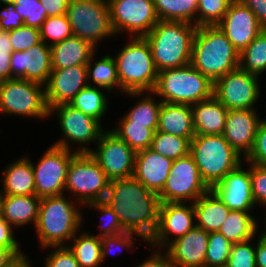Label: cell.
<instances>
[{"label": "cell", "mask_w": 266, "mask_h": 267, "mask_svg": "<svg viewBox=\"0 0 266 267\" xmlns=\"http://www.w3.org/2000/svg\"><path fill=\"white\" fill-rule=\"evenodd\" d=\"M116 213L126 232L149 242L159 222L160 199L134 176L110 181L104 200Z\"/></svg>", "instance_id": "6da1fadb"}, {"label": "cell", "mask_w": 266, "mask_h": 267, "mask_svg": "<svg viewBox=\"0 0 266 267\" xmlns=\"http://www.w3.org/2000/svg\"><path fill=\"white\" fill-rule=\"evenodd\" d=\"M239 54L218 25H203L194 34L190 64L215 83L239 68Z\"/></svg>", "instance_id": "7a4b0ae2"}, {"label": "cell", "mask_w": 266, "mask_h": 267, "mask_svg": "<svg viewBox=\"0 0 266 267\" xmlns=\"http://www.w3.org/2000/svg\"><path fill=\"white\" fill-rule=\"evenodd\" d=\"M195 24L161 21L145 36L157 71L191 63Z\"/></svg>", "instance_id": "3957f363"}, {"label": "cell", "mask_w": 266, "mask_h": 267, "mask_svg": "<svg viewBox=\"0 0 266 267\" xmlns=\"http://www.w3.org/2000/svg\"><path fill=\"white\" fill-rule=\"evenodd\" d=\"M78 205L65 194L41 198L35 229L43 249L65 246L68 244L65 241L71 240L80 230L84 216Z\"/></svg>", "instance_id": "277c9868"}, {"label": "cell", "mask_w": 266, "mask_h": 267, "mask_svg": "<svg viewBox=\"0 0 266 267\" xmlns=\"http://www.w3.org/2000/svg\"><path fill=\"white\" fill-rule=\"evenodd\" d=\"M129 42L113 56L116 62L120 91L153 92L158 71L145 37H129Z\"/></svg>", "instance_id": "5b68a950"}, {"label": "cell", "mask_w": 266, "mask_h": 267, "mask_svg": "<svg viewBox=\"0 0 266 267\" xmlns=\"http://www.w3.org/2000/svg\"><path fill=\"white\" fill-rule=\"evenodd\" d=\"M155 96L162 102L196 104L214 96V83L191 64L158 72Z\"/></svg>", "instance_id": "8992f818"}, {"label": "cell", "mask_w": 266, "mask_h": 267, "mask_svg": "<svg viewBox=\"0 0 266 267\" xmlns=\"http://www.w3.org/2000/svg\"><path fill=\"white\" fill-rule=\"evenodd\" d=\"M193 157L202 180L211 188L243 161L239 154L223 137L217 135H195L190 144Z\"/></svg>", "instance_id": "52a82bcc"}, {"label": "cell", "mask_w": 266, "mask_h": 267, "mask_svg": "<svg viewBox=\"0 0 266 267\" xmlns=\"http://www.w3.org/2000/svg\"><path fill=\"white\" fill-rule=\"evenodd\" d=\"M110 180L90 153H77L69 164L65 192L80 205L104 201Z\"/></svg>", "instance_id": "ba28073f"}, {"label": "cell", "mask_w": 266, "mask_h": 267, "mask_svg": "<svg viewBox=\"0 0 266 267\" xmlns=\"http://www.w3.org/2000/svg\"><path fill=\"white\" fill-rule=\"evenodd\" d=\"M66 16L73 36L89 41L96 48L102 39L116 36L107 0H70Z\"/></svg>", "instance_id": "9c48e42d"}, {"label": "cell", "mask_w": 266, "mask_h": 267, "mask_svg": "<svg viewBox=\"0 0 266 267\" xmlns=\"http://www.w3.org/2000/svg\"><path fill=\"white\" fill-rule=\"evenodd\" d=\"M49 111L42 84L18 78L0 82V114L47 119Z\"/></svg>", "instance_id": "30bf717a"}, {"label": "cell", "mask_w": 266, "mask_h": 267, "mask_svg": "<svg viewBox=\"0 0 266 267\" xmlns=\"http://www.w3.org/2000/svg\"><path fill=\"white\" fill-rule=\"evenodd\" d=\"M50 116L56 113L61 129V139L54 142V146L71 150V144H78L77 153H89L91 148L87 144L96 143L105 131L102 123L92 116L84 114L70 104H60L50 108ZM71 143V144H70ZM86 145V146H85Z\"/></svg>", "instance_id": "8fae6325"}, {"label": "cell", "mask_w": 266, "mask_h": 267, "mask_svg": "<svg viewBox=\"0 0 266 267\" xmlns=\"http://www.w3.org/2000/svg\"><path fill=\"white\" fill-rule=\"evenodd\" d=\"M209 190L193 157L189 154L174 160L166 183L158 196L161 203H194Z\"/></svg>", "instance_id": "7c38bea8"}, {"label": "cell", "mask_w": 266, "mask_h": 267, "mask_svg": "<svg viewBox=\"0 0 266 267\" xmlns=\"http://www.w3.org/2000/svg\"><path fill=\"white\" fill-rule=\"evenodd\" d=\"M37 164L32 162L36 196L39 198L65 194V181L71 159L77 154L57 146H50Z\"/></svg>", "instance_id": "4fadbf2b"}, {"label": "cell", "mask_w": 266, "mask_h": 267, "mask_svg": "<svg viewBox=\"0 0 266 267\" xmlns=\"http://www.w3.org/2000/svg\"><path fill=\"white\" fill-rule=\"evenodd\" d=\"M115 34L145 37L158 23L153 0H107Z\"/></svg>", "instance_id": "5bb4252c"}, {"label": "cell", "mask_w": 266, "mask_h": 267, "mask_svg": "<svg viewBox=\"0 0 266 267\" xmlns=\"http://www.w3.org/2000/svg\"><path fill=\"white\" fill-rule=\"evenodd\" d=\"M90 155L112 181L132 177L136 152L110 129L104 131Z\"/></svg>", "instance_id": "9a60e30c"}, {"label": "cell", "mask_w": 266, "mask_h": 267, "mask_svg": "<svg viewBox=\"0 0 266 267\" xmlns=\"http://www.w3.org/2000/svg\"><path fill=\"white\" fill-rule=\"evenodd\" d=\"M258 80V76L237 68L214 83V97L228 110L255 109L261 96Z\"/></svg>", "instance_id": "2e32d148"}, {"label": "cell", "mask_w": 266, "mask_h": 267, "mask_svg": "<svg viewBox=\"0 0 266 267\" xmlns=\"http://www.w3.org/2000/svg\"><path fill=\"white\" fill-rule=\"evenodd\" d=\"M194 221L193 203H161L158 227L148 243L158 249H166L173 241L192 230L196 226ZM173 234L174 237L171 236Z\"/></svg>", "instance_id": "e0dca14e"}, {"label": "cell", "mask_w": 266, "mask_h": 267, "mask_svg": "<svg viewBox=\"0 0 266 267\" xmlns=\"http://www.w3.org/2000/svg\"><path fill=\"white\" fill-rule=\"evenodd\" d=\"M52 69L51 46L42 40L31 49L11 54V79H26L45 86Z\"/></svg>", "instance_id": "ac0fdd59"}, {"label": "cell", "mask_w": 266, "mask_h": 267, "mask_svg": "<svg viewBox=\"0 0 266 267\" xmlns=\"http://www.w3.org/2000/svg\"><path fill=\"white\" fill-rule=\"evenodd\" d=\"M210 190L230 209L250 212L256 207L252 195L250 166L248 170L241 163L228 172L225 177Z\"/></svg>", "instance_id": "d6986e66"}, {"label": "cell", "mask_w": 266, "mask_h": 267, "mask_svg": "<svg viewBox=\"0 0 266 267\" xmlns=\"http://www.w3.org/2000/svg\"><path fill=\"white\" fill-rule=\"evenodd\" d=\"M232 45L240 53L263 30L253 11L237 0H233L217 24Z\"/></svg>", "instance_id": "ffe728a7"}, {"label": "cell", "mask_w": 266, "mask_h": 267, "mask_svg": "<svg viewBox=\"0 0 266 267\" xmlns=\"http://www.w3.org/2000/svg\"><path fill=\"white\" fill-rule=\"evenodd\" d=\"M88 83L87 65H76L64 69H52L45 85L49 109L60 104H70Z\"/></svg>", "instance_id": "44dd1931"}, {"label": "cell", "mask_w": 266, "mask_h": 267, "mask_svg": "<svg viewBox=\"0 0 266 267\" xmlns=\"http://www.w3.org/2000/svg\"><path fill=\"white\" fill-rule=\"evenodd\" d=\"M255 109L228 110L223 137L244 159L252 151L260 121Z\"/></svg>", "instance_id": "7402d4cb"}, {"label": "cell", "mask_w": 266, "mask_h": 267, "mask_svg": "<svg viewBox=\"0 0 266 267\" xmlns=\"http://www.w3.org/2000/svg\"><path fill=\"white\" fill-rule=\"evenodd\" d=\"M209 233L195 226L165 250L174 267H205Z\"/></svg>", "instance_id": "603a6c76"}, {"label": "cell", "mask_w": 266, "mask_h": 267, "mask_svg": "<svg viewBox=\"0 0 266 267\" xmlns=\"http://www.w3.org/2000/svg\"><path fill=\"white\" fill-rule=\"evenodd\" d=\"M174 160L151 148L136 152L133 176L146 188L159 194L169 176Z\"/></svg>", "instance_id": "cb8c5ba5"}, {"label": "cell", "mask_w": 266, "mask_h": 267, "mask_svg": "<svg viewBox=\"0 0 266 267\" xmlns=\"http://www.w3.org/2000/svg\"><path fill=\"white\" fill-rule=\"evenodd\" d=\"M40 201L36 195H0V214L12 227H35Z\"/></svg>", "instance_id": "d4e9b609"}, {"label": "cell", "mask_w": 266, "mask_h": 267, "mask_svg": "<svg viewBox=\"0 0 266 267\" xmlns=\"http://www.w3.org/2000/svg\"><path fill=\"white\" fill-rule=\"evenodd\" d=\"M195 135L223 134L228 109L214 96L191 105Z\"/></svg>", "instance_id": "484cf974"}, {"label": "cell", "mask_w": 266, "mask_h": 267, "mask_svg": "<svg viewBox=\"0 0 266 267\" xmlns=\"http://www.w3.org/2000/svg\"><path fill=\"white\" fill-rule=\"evenodd\" d=\"M157 131L191 141L195 136L191 105L162 102Z\"/></svg>", "instance_id": "4316f807"}, {"label": "cell", "mask_w": 266, "mask_h": 267, "mask_svg": "<svg viewBox=\"0 0 266 267\" xmlns=\"http://www.w3.org/2000/svg\"><path fill=\"white\" fill-rule=\"evenodd\" d=\"M89 41L72 36L51 46L53 69H64L76 65H87L91 56L96 53Z\"/></svg>", "instance_id": "83f0119b"}, {"label": "cell", "mask_w": 266, "mask_h": 267, "mask_svg": "<svg viewBox=\"0 0 266 267\" xmlns=\"http://www.w3.org/2000/svg\"><path fill=\"white\" fill-rule=\"evenodd\" d=\"M2 186L0 195H36L32 162L27 155L6 166Z\"/></svg>", "instance_id": "f1b7e54d"}, {"label": "cell", "mask_w": 266, "mask_h": 267, "mask_svg": "<svg viewBox=\"0 0 266 267\" xmlns=\"http://www.w3.org/2000/svg\"><path fill=\"white\" fill-rule=\"evenodd\" d=\"M196 226L206 232H217L222 226L230 209L209 190L194 203Z\"/></svg>", "instance_id": "f546056e"}, {"label": "cell", "mask_w": 266, "mask_h": 267, "mask_svg": "<svg viewBox=\"0 0 266 267\" xmlns=\"http://www.w3.org/2000/svg\"><path fill=\"white\" fill-rule=\"evenodd\" d=\"M125 94L132 98L140 97V101H137L135 106L126 112L125 116L118 121L119 124H147L148 128L156 132L162 101L154 99V92H127Z\"/></svg>", "instance_id": "4dcf8cb0"}, {"label": "cell", "mask_w": 266, "mask_h": 267, "mask_svg": "<svg viewBox=\"0 0 266 267\" xmlns=\"http://www.w3.org/2000/svg\"><path fill=\"white\" fill-rule=\"evenodd\" d=\"M258 224V219L249 212L230 210L218 232L231 243H240L255 238L260 228Z\"/></svg>", "instance_id": "1f68e13d"}, {"label": "cell", "mask_w": 266, "mask_h": 267, "mask_svg": "<svg viewBox=\"0 0 266 267\" xmlns=\"http://www.w3.org/2000/svg\"><path fill=\"white\" fill-rule=\"evenodd\" d=\"M198 2L199 0H153L159 20L195 25Z\"/></svg>", "instance_id": "d6a6232c"}, {"label": "cell", "mask_w": 266, "mask_h": 267, "mask_svg": "<svg viewBox=\"0 0 266 267\" xmlns=\"http://www.w3.org/2000/svg\"><path fill=\"white\" fill-rule=\"evenodd\" d=\"M87 71L89 85L92 81L93 86L105 88L110 92L115 90L114 88L120 89L116 62L112 56L106 55L97 61L94 53L87 64Z\"/></svg>", "instance_id": "836d02e7"}, {"label": "cell", "mask_w": 266, "mask_h": 267, "mask_svg": "<svg viewBox=\"0 0 266 267\" xmlns=\"http://www.w3.org/2000/svg\"><path fill=\"white\" fill-rule=\"evenodd\" d=\"M101 89L110 93L105 88L92 84L87 85L74 97L70 105L102 122L101 120L108 110V99Z\"/></svg>", "instance_id": "e575fe53"}, {"label": "cell", "mask_w": 266, "mask_h": 267, "mask_svg": "<svg viewBox=\"0 0 266 267\" xmlns=\"http://www.w3.org/2000/svg\"><path fill=\"white\" fill-rule=\"evenodd\" d=\"M71 239L73 244L69 248L75 254L80 267H99L102 265L101 238L84 231Z\"/></svg>", "instance_id": "d590c367"}, {"label": "cell", "mask_w": 266, "mask_h": 267, "mask_svg": "<svg viewBox=\"0 0 266 267\" xmlns=\"http://www.w3.org/2000/svg\"><path fill=\"white\" fill-rule=\"evenodd\" d=\"M239 68L258 77L266 71V29L240 52Z\"/></svg>", "instance_id": "8d00e7d4"}, {"label": "cell", "mask_w": 266, "mask_h": 267, "mask_svg": "<svg viewBox=\"0 0 266 267\" xmlns=\"http://www.w3.org/2000/svg\"><path fill=\"white\" fill-rule=\"evenodd\" d=\"M191 141L160 131L154 132L150 148L164 157L176 160L190 154Z\"/></svg>", "instance_id": "74e56055"}, {"label": "cell", "mask_w": 266, "mask_h": 267, "mask_svg": "<svg viewBox=\"0 0 266 267\" xmlns=\"http://www.w3.org/2000/svg\"><path fill=\"white\" fill-rule=\"evenodd\" d=\"M120 139L124 140L135 152L150 148L154 131L147 124H119L111 129Z\"/></svg>", "instance_id": "f35d334b"}, {"label": "cell", "mask_w": 266, "mask_h": 267, "mask_svg": "<svg viewBox=\"0 0 266 267\" xmlns=\"http://www.w3.org/2000/svg\"><path fill=\"white\" fill-rule=\"evenodd\" d=\"M232 244L220 232H210L205 256V267H226Z\"/></svg>", "instance_id": "ab89813d"}, {"label": "cell", "mask_w": 266, "mask_h": 267, "mask_svg": "<svg viewBox=\"0 0 266 267\" xmlns=\"http://www.w3.org/2000/svg\"><path fill=\"white\" fill-rule=\"evenodd\" d=\"M39 30L41 40L45 44L49 43L50 46L73 36L71 25L66 14L59 16H48L42 23ZM49 40L51 43H47Z\"/></svg>", "instance_id": "60d3db41"}, {"label": "cell", "mask_w": 266, "mask_h": 267, "mask_svg": "<svg viewBox=\"0 0 266 267\" xmlns=\"http://www.w3.org/2000/svg\"><path fill=\"white\" fill-rule=\"evenodd\" d=\"M233 0H199L196 26L217 25L226 14Z\"/></svg>", "instance_id": "b9f144b4"}, {"label": "cell", "mask_w": 266, "mask_h": 267, "mask_svg": "<svg viewBox=\"0 0 266 267\" xmlns=\"http://www.w3.org/2000/svg\"><path fill=\"white\" fill-rule=\"evenodd\" d=\"M14 3L24 25L40 28L47 18V11L39 0H15Z\"/></svg>", "instance_id": "7bdbcfd3"}, {"label": "cell", "mask_w": 266, "mask_h": 267, "mask_svg": "<svg viewBox=\"0 0 266 267\" xmlns=\"http://www.w3.org/2000/svg\"><path fill=\"white\" fill-rule=\"evenodd\" d=\"M87 207H90L92 209H96L101 213L102 220L106 221L104 223H100V233L96 236L99 238L105 237V236H112L119 233L126 232L121 225L118 216L116 213L111 209V207L104 201L94 202L86 204ZM102 222V221H101Z\"/></svg>", "instance_id": "ee69618b"}, {"label": "cell", "mask_w": 266, "mask_h": 267, "mask_svg": "<svg viewBox=\"0 0 266 267\" xmlns=\"http://www.w3.org/2000/svg\"><path fill=\"white\" fill-rule=\"evenodd\" d=\"M226 267H257L255 246L251 240L232 244Z\"/></svg>", "instance_id": "f6af8a7d"}, {"label": "cell", "mask_w": 266, "mask_h": 267, "mask_svg": "<svg viewBox=\"0 0 266 267\" xmlns=\"http://www.w3.org/2000/svg\"><path fill=\"white\" fill-rule=\"evenodd\" d=\"M10 39L14 51H25L31 49L41 41L40 30L36 27L22 25L10 31Z\"/></svg>", "instance_id": "bcb514c9"}, {"label": "cell", "mask_w": 266, "mask_h": 267, "mask_svg": "<svg viewBox=\"0 0 266 267\" xmlns=\"http://www.w3.org/2000/svg\"><path fill=\"white\" fill-rule=\"evenodd\" d=\"M250 164L252 195L256 205H266V166Z\"/></svg>", "instance_id": "7dc6e473"}, {"label": "cell", "mask_w": 266, "mask_h": 267, "mask_svg": "<svg viewBox=\"0 0 266 267\" xmlns=\"http://www.w3.org/2000/svg\"><path fill=\"white\" fill-rule=\"evenodd\" d=\"M52 252L47 254L45 260V267H80V264L76 260L75 254L69 248L65 246H52ZM56 248V249H55Z\"/></svg>", "instance_id": "c3c4849f"}, {"label": "cell", "mask_w": 266, "mask_h": 267, "mask_svg": "<svg viewBox=\"0 0 266 267\" xmlns=\"http://www.w3.org/2000/svg\"><path fill=\"white\" fill-rule=\"evenodd\" d=\"M244 162L266 166V119L264 118L258 126L254 147Z\"/></svg>", "instance_id": "681fc988"}, {"label": "cell", "mask_w": 266, "mask_h": 267, "mask_svg": "<svg viewBox=\"0 0 266 267\" xmlns=\"http://www.w3.org/2000/svg\"><path fill=\"white\" fill-rule=\"evenodd\" d=\"M135 235V237L133 236ZM139 236L137 233L124 232L112 236H105L101 238V254H102V263L104 259L109 255L110 252H113L112 249L117 247H122L129 249L135 246L136 243L133 242L134 239ZM113 254V253H112ZM118 255V254H117Z\"/></svg>", "instance_id": "f907efd6"}, {"label": "cell", "mask_w": 266, "mask_h": 267, "mask_svg": "<svg viewBox=\"0 0 266 267\" xmlns=\"http://www.w3.org/2000/svg\"><path fill=\"white\" fill-rule=\"evenodd\" d=\"M0 11V29L11 31L24 24L23 18L15 10V3L4 4Z\"/></svg>", "instance_id": "816d5d0a"}, {"label": "cell", "mask_w": 266, "mask_h": 267, "mask_svg": "<svg viewBox=\"0 0 266 267\" xmlns=\"http://www.w3.org/2000/svg\"><path fill=\"white\" fill-rule=\"evenodd\" d=\"M13 227L0 214V247L20 248Z\"/></svg>", "instance_id": "f5cc1de1"}, {"label": "cell", "mask_w": 266, "mask_h": 267, "mask_svg": "<svg viewBox=\"0 0 266 267\" xmlns=\"http://www.w3.org/2000/svg\"><path fill=\"white\" fill-rule=\"evenodd\" d=\"M163 251V252H162ZM136 267H174L166 250L158 249L153 254Z\"/></svg>", "instance_id": "db71d44e"}, {"label": "cell", "mask_w": 266, "mask_h": 267, "mask_svg": "<svg viewBox=\"0 0 266 267\" xmlns=\"http://www.w3.org/2000/svg\"><path fill=\"white\" fill-rule=\"evenodd\" d=\"M240 4L249 7L257 18L258 23L266 29V0H237Z\"/></svg>", "instance_id": "11a10c76"}, {"label": "cell", "mask_w": 266, "mask_h": 267, "mask_svg": "<svg viewBox=\"0 0 266 267\" xmlns=\"http://www.w3.org/2000/svg\"><path fill=\"white\" fill-rule=\"evenodd\" d=\"M47 11L48 16H59L66 14L70 0H39Z\"/></svg>", "instance_id": "9f6ffc18"}, {"label": "cell", "mask_w": 266, "mask_h": 267, "mask_svg": "<svg viewBox=\"0 0 266 267\" xmlns=\"http://www.w3.org/2000/svg\"><path fill=\"white\" fill-rule=\"evenodd\" d=\"M13 50H0V82L11 79V54Z\"/></svg>", "instance_id": "6f0895ef"}, {"label": "cell", "mask_w": 266, "mask_h": 267, "mask_svg": "<svg viewBox=\"0 0 266 267\" xmlns=\"http://www.w3.org/2000/svg\"><path fill=\"white\" fill-rule=\"evenodd\" d=\"M22 253L21 248L0 247V267L7 266Z\"/></svg>", "instance_id": "680465c9"}, {"label": "cell", "mask_w": 266, "mask_h": 267, "mask_svg": "<svg viewBox=\"0 0 266 267\" xmlns=\"http://www.w3.org/2000/svg\"><path fill=\"white\" fill-rule=\"evenodd\" d=\"M255 245V261L257 267H266V240L258 238Z\"/></svg>", "instance_id": "91938a15"}, {"label": "cell", "mask_w": 266, "mask_h": 267, "mask_svg": "<svg viewBox=\"0 0 266 267\" xmlns=\"http://www.w3.org/2000/svg\"><path fill=\"white\" fill-rule=\"evenodd\" d=\"M0 50H13L10 31L0 29Z\"/></svg>", "instance_id": "94428289"}, {"label": "cell", "mask_w": 266, "mask_h": 267, "mask_svg": "<svg viewBox=\"0 0 266 267\" xmlns=\"http://www.w3.org/2000/svg\"><path fill=\"white\" fill-rule=\"evenodd\" d=\"M30 263L32 262L28 256L22 252L14 261L4 267H31L32 265Z\"/></svg>", "instance_id": "6125c7cd"}, {"label": "cell", "mask_w": 266, "mask_h": 267, "mask_svg": "<svg viewBox=\"0 0 266 267\" xmlns=\"http://www.w3.org/2000/svg\"><path fill=\"white\" fill-rule=\"evenodd\" d=\"M266 206V205H265ZM266 228V227H265ZM260 239L266 240V229L265 231L263 230V232H261L260 235H258Z\"/></svg>", "instance_id": "be15d7a7"}, {"label": "cell", "mask_w": 266, "mask_h": 267, "mask_svg": "<svg viewBox=\"0 0 266 267\" xmlns=\"http://www.w3.org/2000/svg\"><path fill=\"white\" fill-rule=\"evenodd\" d=\"M0 2H2V4H8V3H14L15 0H0Z\"/></svg>", "instance_id": "e7e4bbea"}]
</instances>
